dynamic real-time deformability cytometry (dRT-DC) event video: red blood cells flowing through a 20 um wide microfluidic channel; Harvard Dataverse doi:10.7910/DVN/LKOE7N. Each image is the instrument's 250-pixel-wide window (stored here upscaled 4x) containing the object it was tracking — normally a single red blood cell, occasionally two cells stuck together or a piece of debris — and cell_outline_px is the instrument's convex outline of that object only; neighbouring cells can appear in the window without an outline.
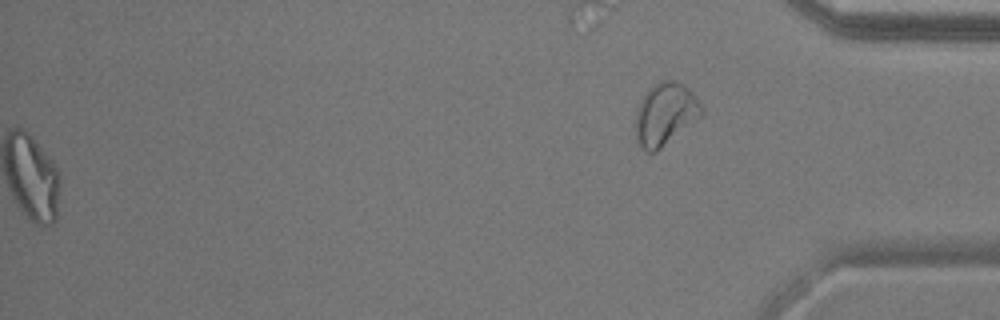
{"species": "common noctule bat (a hibernating species)", "species_latin": "Nyctalus noctula", "temperature_condition": "warm", "stored_images_in_passage": 52, "segment_of_instrument_passage": [2, 2], "camera_frame_rate_fps": 3000, "um_per_image_px": 0.085, "animal": {"sex": "male", "body_mass_g": 17.9}, "frame": {"image": 1, "passage_image": 52, "time_ms": 17.0, "image_size_px": [1000, 320], "cell_outline_px": [[704, 112], [700, 116], [656, 152], [648, 152], [636, 140], [636, 108], [644, 92], [652, 84], [660, 80], [672, 80], [684, 84], [696, 96]], "centroid_in_image_um": [56.52, 9.65], "position_along_channel_um": 378.7, "area_um2": 23.87}}